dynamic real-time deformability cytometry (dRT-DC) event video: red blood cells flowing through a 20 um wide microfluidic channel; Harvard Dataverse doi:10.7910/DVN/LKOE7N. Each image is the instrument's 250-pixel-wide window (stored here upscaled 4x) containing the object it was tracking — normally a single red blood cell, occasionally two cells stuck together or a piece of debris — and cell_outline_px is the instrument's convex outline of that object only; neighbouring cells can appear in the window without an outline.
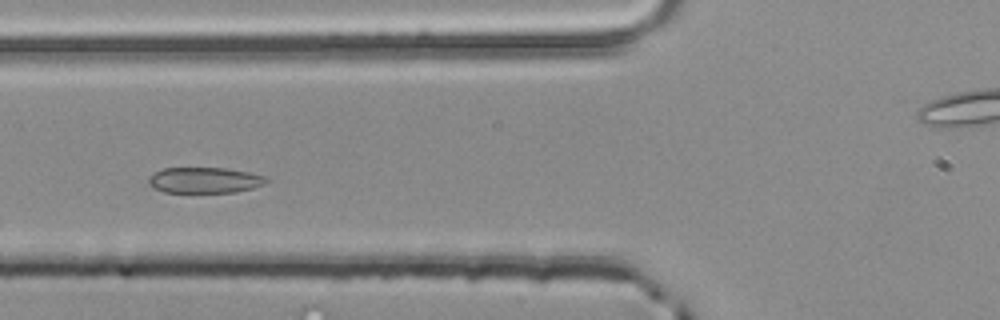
{"species": "common noctule bat (a hibernating species)", "species_latin": "Nyctalus noctula", "temperature_condition": "room temperature", "stored_images_in_passage": 4, "camera_frame_rate_fps": 3000, "um_per_image_px": 0.085, "animal": {"sex": "male", "body_mass_g": 20.4}, "frame": {"image": 1, "passage_image": 4, "time_ms": 1.0, "image_size_px": [1000, 320], "cell_outline_px": [[268, 180], [264, 184], [252, 188], [236, 192], [164, 192], [152, 188], [148, 184], [148, 176], [164, 168], [224, 168], [248, 172], [268, 176]], "centroid_in_image_um": [17.38, 15.32], "position_along_channel_um": 108.4, "area_um2": 17.74}}